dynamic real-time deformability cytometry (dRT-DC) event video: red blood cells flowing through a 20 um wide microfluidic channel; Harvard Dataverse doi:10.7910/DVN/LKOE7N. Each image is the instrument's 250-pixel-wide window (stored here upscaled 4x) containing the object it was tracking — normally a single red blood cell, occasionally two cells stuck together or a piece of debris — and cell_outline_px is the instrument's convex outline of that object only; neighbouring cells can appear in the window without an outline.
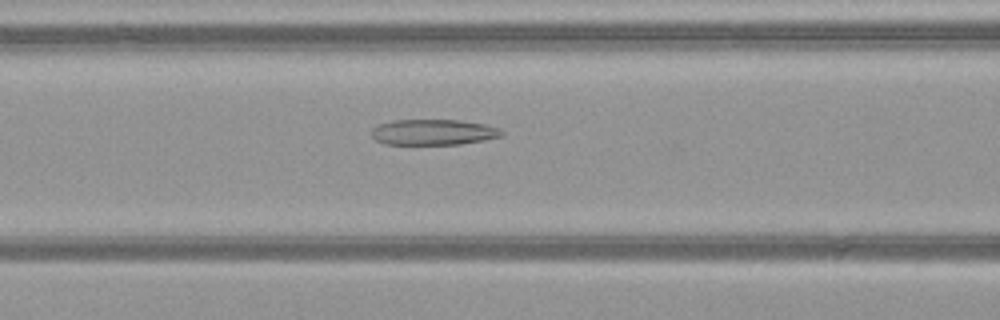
{"species": "common noctule bat (a hibernating species)", "species_latin": "Nyctalus noctula", "temperature_condition": "warm", "stored_images_in_passage": 42, "camera_frame_rate_fps": 3000, "um_per_image_px": 0.085, "animal": {"sex": "female", "body_mass_g": 21.9}, "frame": {"image": 1, "passage_image": 13, "time_ms": 4.0, "image_size_px": [1000, 320], "cell_outline_px": [[504, 136], [484, 140], [460, 144], [384, 144], [376, 140], [372, 136], [372, 128], [380, 124], [392, 120], [460, 120], [484, 124], [500, 128], [504, 132]], "centroid_in_image_um": [36.87, 11.23], "position_along_channel_um": 129.7, "area_um2": 19.54}}
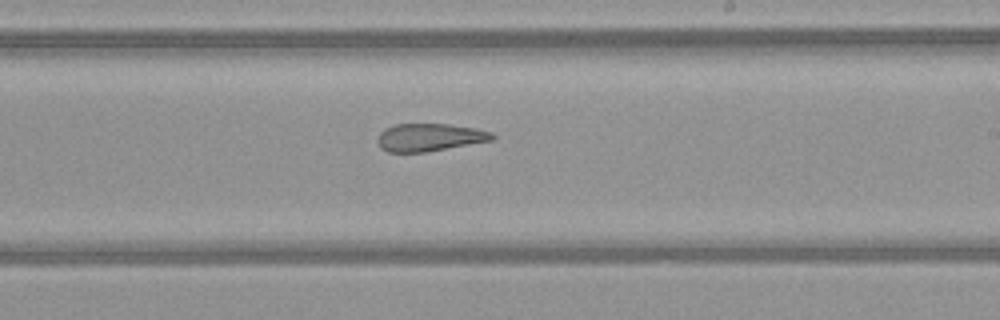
{"frame": {"image": 2, "passage_image": 22, "time_ms": 7.0, "image_size_px": [1000, 320], "cell_outline_px": [[496, 136], [492, 140], [424, 152], [388, 152], [380, 148], [376, 140], [380, 132], [384, 128], [396, 124], [448, 124], [476, 128], [492, 132]], "centroid_in_image_um": [36.47, 11.67], "position_along_channel_um": 252.5, "area_um2": 18.5}}
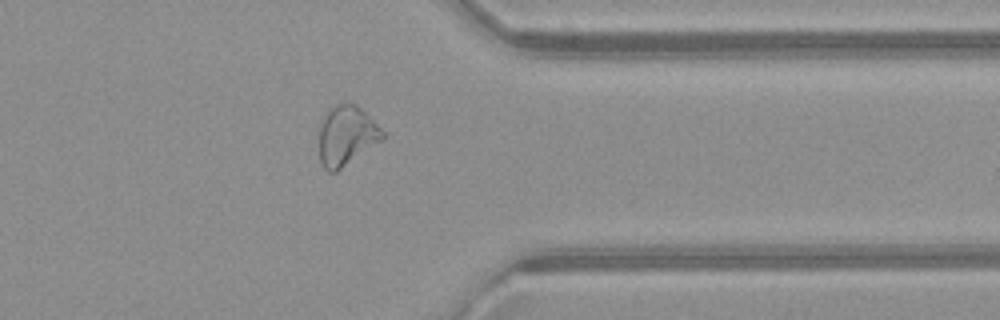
{"frame": {"image": 3, "passage_image": 32, "time_ms": 10.333, "image_size_px": [1000, 320], "cell_outline_px": [[388, 136], [384, 140], [336, 172], [328, 172], [324, 168], [320, 160], [320, 124], [324, 116], [336, 104], [356, 104]], "centroid_in_image_um": [29.48, 11.57], "position_along_channel_um": 381.9, "area_um2": 21.91}, "authors_computed_cell_mechanics": {"area_um2": 21.8484, "velocity_mm_per_s": 4.0838, "shape_relaxation_time_tau1_ms": null, "shape_relaxation_time_tau2_ms": 1.7288, "deformation_change_tau1": null, "deformation_change_tau2": 0.1115}}